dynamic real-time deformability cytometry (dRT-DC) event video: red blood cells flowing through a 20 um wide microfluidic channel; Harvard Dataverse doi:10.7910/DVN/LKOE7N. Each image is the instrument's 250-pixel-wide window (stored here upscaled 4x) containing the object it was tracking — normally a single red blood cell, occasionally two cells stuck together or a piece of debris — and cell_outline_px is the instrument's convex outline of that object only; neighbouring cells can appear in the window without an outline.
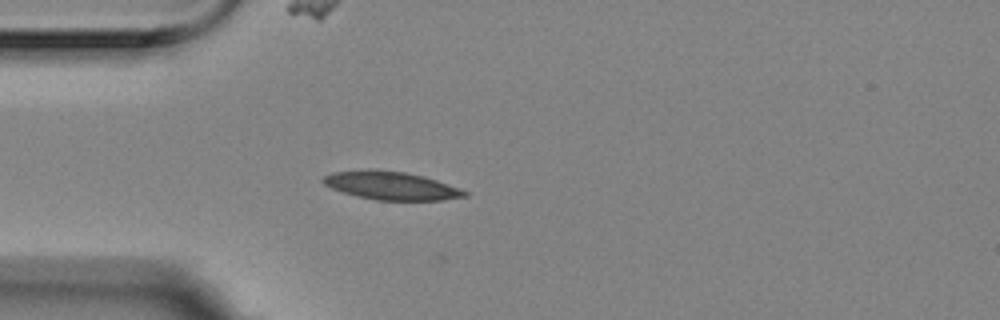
{"species": "Egyptian fruit bat (a non-hibernating species)", "species_latin": "Rousettus aegyptiacus", "temperature_condition": "room temperature", "stored_images_in_passage": 4, "camera_frame_rate_fps": 3000, "um_per_image_px": 0.085, "animal": {"sex": "female"}, "frame": {"image": 1, "passage_image": 4, "time_ms": 1.0, "image_size_px": [1000, 320], "cell_outline_px": [[468, 196], [444, 200], [376, 200], [344, 192], [332, 188], [324, 184], [320, 180], [324, 176], [332, 172], [404, 172], [424, 176], [460, 188], [468, 192]], "centroid_in_image_um": [33.34, 15.82], "position_along_channel_um": 51.7, "area_um2": 22.25}}